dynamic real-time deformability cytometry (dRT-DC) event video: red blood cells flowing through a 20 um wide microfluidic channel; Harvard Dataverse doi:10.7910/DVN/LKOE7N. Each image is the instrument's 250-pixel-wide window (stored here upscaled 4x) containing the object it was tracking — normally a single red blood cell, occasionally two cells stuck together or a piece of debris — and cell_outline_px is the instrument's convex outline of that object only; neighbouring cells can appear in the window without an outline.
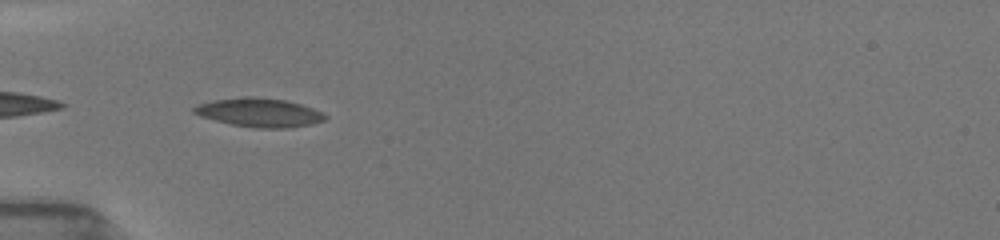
{"species": "common noctule bat (a hibernating species)", "species_latin": "Nyctalus noctula", "temperature_condition": "room temperature", "stored_images_in_passage": 23, "camera_frame_rate_fps": 3000, "um_per_image_px": 0.085, "animal": {"sex": "female", "body_mass_g": 19.5, "forearm_length_mm": 54.1}, "frame": {"image": 1, "passage_image": 1, "time_ms": 0.0, "image_size_px": [1000, 240], "cell_outline_px": [[328, 116], [324, 120], [312, 124], [288, 128], [252, 128], [232, 124], [200, 116], [192, 112], [192, 108], [200, 104], [216, 100], [244, 96], [252, 96], [284, 100], [300, 104], [312, 108]], "centroid_in_image_um": [22.05, 9.57], "position_along_channel_um": 63.0, "area_um2": 21.79}}
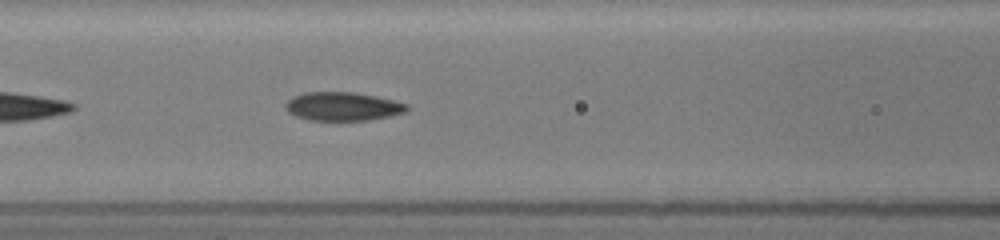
{"frame": {"image": 2, "passage_image": 7, "time_ms": 2.0, "image_size_px": [1000, 240], "cell_outline_px": [[408, 108], [404, 112], [388, 116], [368, 120], [308, 120], [296, 116], [288, 112], [284, 104], [292, 96], [304, 92], [352, 92], [392, 100], [408, 104]], "centroid_in_image_um": [29.07, 9.04], "position_along_channel_um": 137.5, "area_um2": 20.0}}
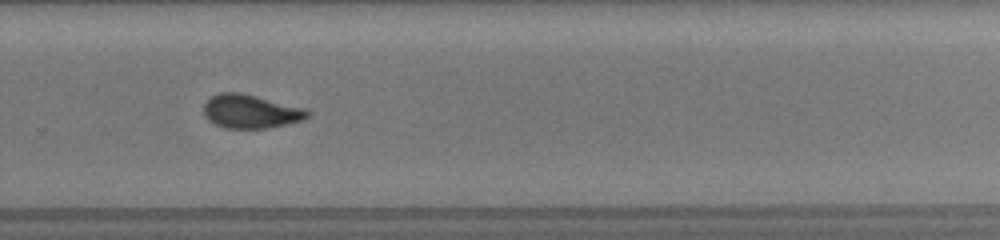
{"frame": {"image": 3, "passage_image": 20, "time_ms": 6.333, "image_size_px": [1000, 240], "cell_outline_px": [[312, 112], [304, 120], [288, 124], [268, 128], [224, 128], [208, 120], [204, 112], [204, 104], [212, 96], [220, 92], [240, 92], [304, 108]], "centroid_in_image_um": [21.32, 9.48], "position_along_channel_um": 308.5, "area_um2": 20.29}}